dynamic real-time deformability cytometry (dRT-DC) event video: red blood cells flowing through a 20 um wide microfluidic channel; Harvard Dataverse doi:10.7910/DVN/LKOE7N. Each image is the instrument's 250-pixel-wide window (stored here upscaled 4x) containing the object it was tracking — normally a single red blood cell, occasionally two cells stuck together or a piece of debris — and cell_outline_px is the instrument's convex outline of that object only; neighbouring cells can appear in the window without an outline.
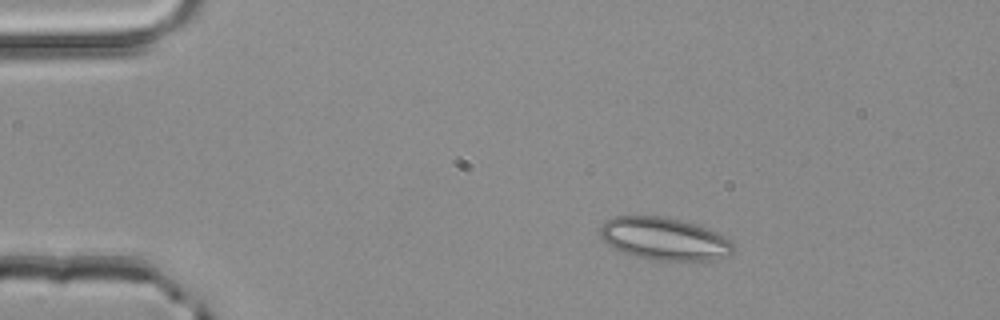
{"species": "common noctule bat (a hibernating species)", "species_latin": "Nyctalus noctula", "temperature_condition": "room temperature", "stored_images_in_passage": 2, "camera_frame_rate_fps": 3000, "um_per_image_px": 0.085, "animal": {"sex": "male", "body_mass_g": 20.4}, "frame": {"image": 1, "passage_image": 1, "time_ms": 0.0, "image_size_px": [1000, 320], "cell_outline_px": [[732, 252], [728, 256], [712, 260], [656, 260], [636, 256], [624, 252], [608, 244], [600, 236], [600, 228], [604, 220], [616, 216], [660, 216], [680, 220], [696, 224], [708, 228], [716, 232], [728, 240], [732, 244]], "centroid_in_image_um": [56.44, 20.29], "position_along_channel_um": 28.6, "area_um2": 32.66}}